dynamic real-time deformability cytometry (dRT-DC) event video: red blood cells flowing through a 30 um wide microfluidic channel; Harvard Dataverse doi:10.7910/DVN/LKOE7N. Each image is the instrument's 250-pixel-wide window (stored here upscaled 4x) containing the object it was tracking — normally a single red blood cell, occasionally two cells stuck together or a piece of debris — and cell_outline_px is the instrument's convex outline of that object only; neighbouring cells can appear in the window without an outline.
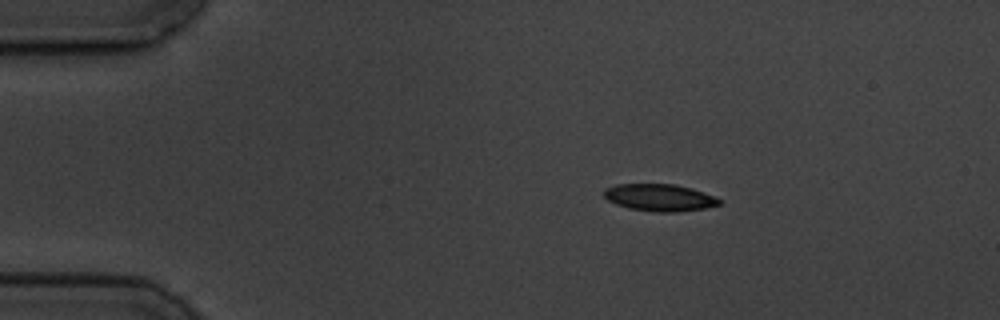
{"species": "common noctule bat (a hibernating species)", "species_latin": "Nyctalus noctula", "temperature_condition": "cold", "stored_images_in_passage": 5, "camera_frame_rate_fps": 3000, "um_per_image_px": 0.085, "animal": {"sex": "male", "body_mass_g": 19.5, "forearm_length_mm": 54.6}, "frame": {"image": 1, "passage_image": 3, "time_ms": 2.333, "image_size_px": [1000, 320], "cell_outline_px": [[720, 204], [704, 208], [676, 212], [656, 212], [628, 208], [616, 204], [608, 200], [604, 196], [604, 188], [616, 184], [676, 184], [692, 188], [716, 196], [720, 200]], "centroid_in_image_um": [56.06, 16.78], "position_along_channel_um": 28.9, "area_um2": 18.26}}